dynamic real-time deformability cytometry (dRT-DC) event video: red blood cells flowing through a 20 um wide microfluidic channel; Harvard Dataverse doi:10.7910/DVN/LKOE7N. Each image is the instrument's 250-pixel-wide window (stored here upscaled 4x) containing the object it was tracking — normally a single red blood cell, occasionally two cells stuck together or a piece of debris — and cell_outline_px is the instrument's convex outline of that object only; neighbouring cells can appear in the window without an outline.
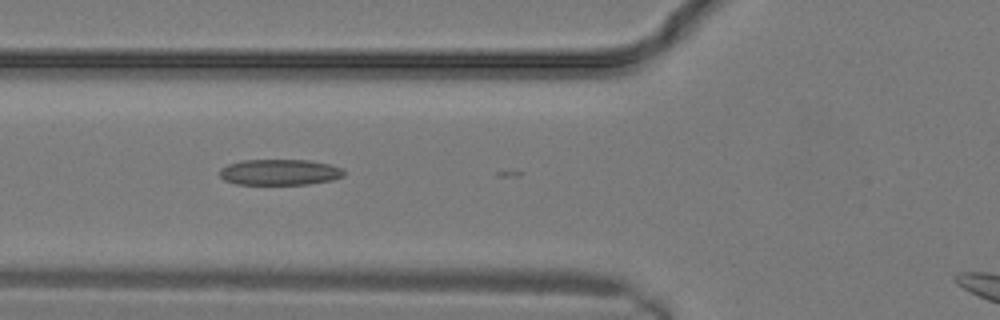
{"species": "common noctule bat (a hibernating species)", "species_latin": "Nyctalus noctula", "temperature_condition": "warm", "stored_images_in_passage": 13, "camera_frame_rate_fps": 3000, "um_per_image_px": 0.085, "animal": {"sex": "male", "body_mass_g": 19.2, "forearm_length_mm": 51.8}, "frame": {"image": 1, "passage_image": 10, "time_ms": 3.0, "image_size_px": [1000, 320], "cell_outline_px": [[344, 176], [332, 180], [308, 184], [236, 184], [224, 180], [220, 176], [220, 168], [228, 164], [240, 160], [312, 160], [328, 164], [340, 168], [344, 172]], "centroid_in_image_um": [23.75, 14.63], "position_along_channel_um": 102.1, "area_um2": 18.73}}